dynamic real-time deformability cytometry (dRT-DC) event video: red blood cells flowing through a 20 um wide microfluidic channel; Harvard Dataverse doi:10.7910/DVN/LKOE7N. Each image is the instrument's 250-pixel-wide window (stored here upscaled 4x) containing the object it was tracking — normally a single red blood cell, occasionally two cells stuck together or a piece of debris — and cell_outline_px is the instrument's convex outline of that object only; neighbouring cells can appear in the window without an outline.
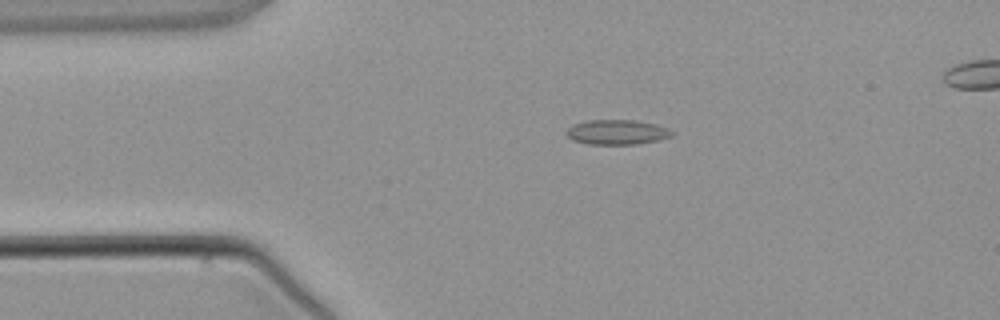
{"species": "common noctule bat (a hibernating species)", "species_latin": "Nyctalus noctula", "temperature_condition": "warm", "stored_images_in_passage": 5, "camera_frame_rate_fps": 3000, "um_per_image_px": 0.085, "animal": {"sex": "male", "body_mass_g": 21.5, "forearm_length_mm": 52.0}, "frame": {"image": 1, "passage_image": 3, "time_ms": 2.333, "image_size_px": [1000, 320], "cell_outline_px": [[676, 132], [672, 136], [656, 140], [636, 144], [588, 144], [572, 140], [564, 132], [572, 124], [588, 120], [636, 120], [656, 124], [668, 128]], "centroid_in_image_um": [52.44, 11.22], "position_along_channel_um": 32.6, "area_um2": 15.37}}
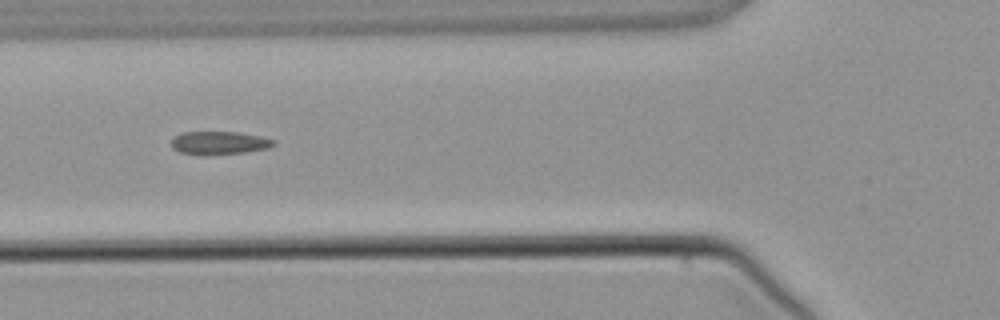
{"frame": {"image": 2, "passage_image": 5, "time_ms": 4.667, "image_size_px": [1000, 320], "cell_outline_px": [[276, 144], [268, 148], [244, 152], [204, 156], [180, 152], [172, 148], [172, 140], [176, 136], [184, 132], [236, 132], [260, 136], [276, 140]], "centroid_in_image_um": [18.65, 12.16], "position_along_channel_um": 107.2, "area_um2": 13.81}}